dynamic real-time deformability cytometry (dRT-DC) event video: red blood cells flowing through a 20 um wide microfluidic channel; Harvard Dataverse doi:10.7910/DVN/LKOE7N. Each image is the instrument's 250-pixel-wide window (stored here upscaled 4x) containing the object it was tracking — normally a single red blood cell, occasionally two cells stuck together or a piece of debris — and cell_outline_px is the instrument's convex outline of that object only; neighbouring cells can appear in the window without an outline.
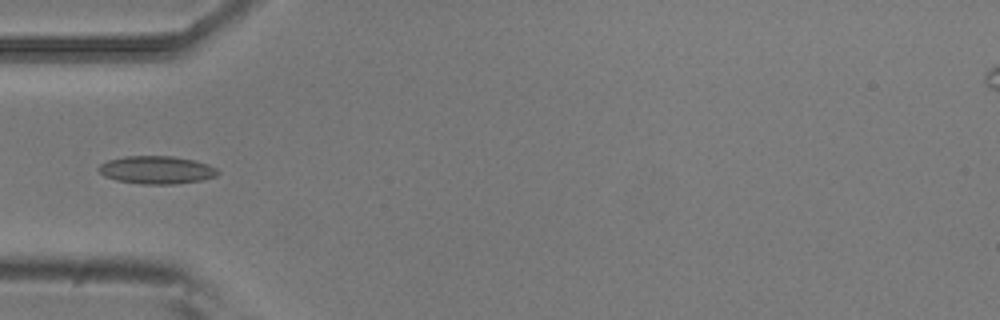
{"species": "common noctule bat (a hibernating species)", "species_latin": "Nyctalus noctula", "temperature_condition": "room temperature", "stored_images_in_passage": 5, "camera_frame_rate_fps": 3000, "um_per_image_px": 0.085, "animal": {"sex": "male", "body_mass_g": 20.5, "forearm_length_mm": 52.5}, "frame": {"image": 1, "passage_image": 5, "time_ms": 1.333, "image_size_px": [1000, 320], "cell_outline_px": [[220, 172], [216, 176], [204, 180], [176, 184], [140, 184], [116, 180], [104, 176], [96, 168], [100, 164], [108, 160], [124, 156], [172, 156], [196, 160], [208, 164], [216, 168]], "centroid_in_image_um": [13.32, 14.44], "position_along_channel_um": 71.7, "area_um2": 19.59}}